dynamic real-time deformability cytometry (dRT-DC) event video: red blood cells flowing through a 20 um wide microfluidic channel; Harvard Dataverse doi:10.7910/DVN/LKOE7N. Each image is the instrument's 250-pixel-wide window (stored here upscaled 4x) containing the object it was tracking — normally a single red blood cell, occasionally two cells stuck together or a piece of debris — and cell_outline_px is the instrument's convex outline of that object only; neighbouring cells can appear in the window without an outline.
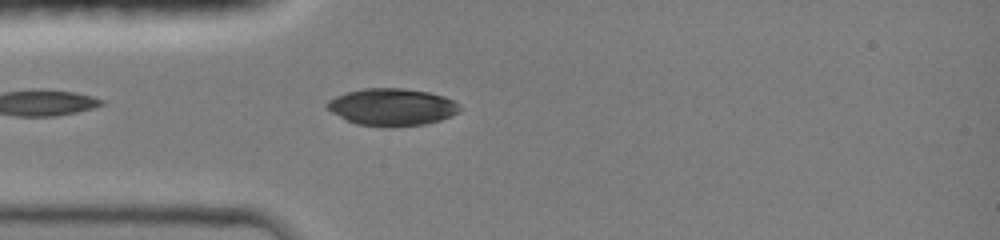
{"species": "common noctule bat (a hibernating species)", "species_latin": "Nyctalus noctula", "temperature_condition": "room temperature", "stored_images_in_passage": 48, "camera_frame_rate_fps": 3000, "um_per_image_px": 0.085, "animal": {"sex": "female", "body_mass_g": 19.0, "forearm_length_mm": 51.5}, "frame": {"image": 1, "passage_image": 7, "time_ms": 2.667, "image_size_px": [1000, 240], "cell_outline_px": [[460, 112], [440, 120], [424, 124], [356, 124], [332, 112], [324, 104], [328, 100], [336, 96], [348, 92], [364, 88], [404, 88], [428, 92], [444, 96], [460, 104]], "centroid_in_image_um": [33.34, 9.05], "position_along_channel_um": 51.7, "area_um2": 27.86}}
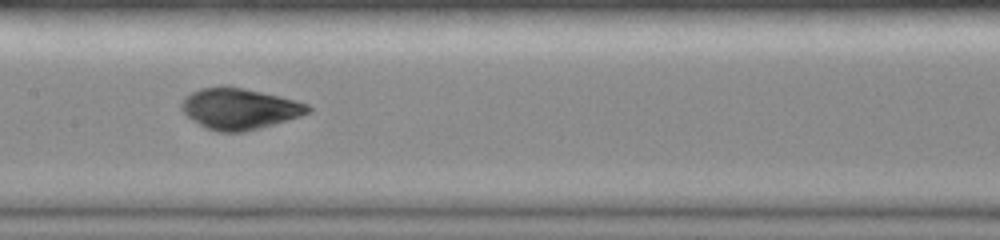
{"frame": {"image": 2, "passage_image": 20, "time_ms": 6.0, "image_size_px": [1000, 240], "cell_outline_px": [[312, 108], [308, 112], [300, 116], [244, 132], [220, 132], [208, 128], [192, 120], [180, 108], [180, 104], [184, 96], [200, 88], [224, 84], [280, 96], [296, 100], [308, 104]], "centroid_in_image_um": [20.32, 9.21], "position_along_channel_um": 187.1, "area_um2": 30.23}}
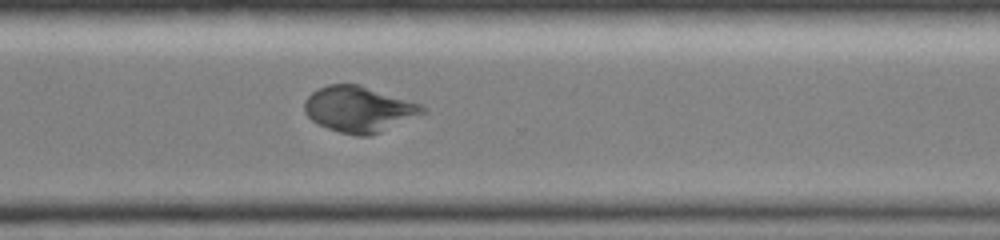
{"frame": {"image": 3, "passage_image": 34, "time_ms": 9.667, "image_size_px": [1000, 240], "cell_outline_px": [[428, 112], [380, 132], [368, 136], [356, 136], [340, 132], [328, 128], [312, 120], [304, 112], [304, 100], [312, 92], [328, 84], [360, 84], [420, 104], [428, 108]], "centroid_in_image_um": [30.52, 9.28], "position_along_channel_um": 340.1, "area_um2": 31.5}}